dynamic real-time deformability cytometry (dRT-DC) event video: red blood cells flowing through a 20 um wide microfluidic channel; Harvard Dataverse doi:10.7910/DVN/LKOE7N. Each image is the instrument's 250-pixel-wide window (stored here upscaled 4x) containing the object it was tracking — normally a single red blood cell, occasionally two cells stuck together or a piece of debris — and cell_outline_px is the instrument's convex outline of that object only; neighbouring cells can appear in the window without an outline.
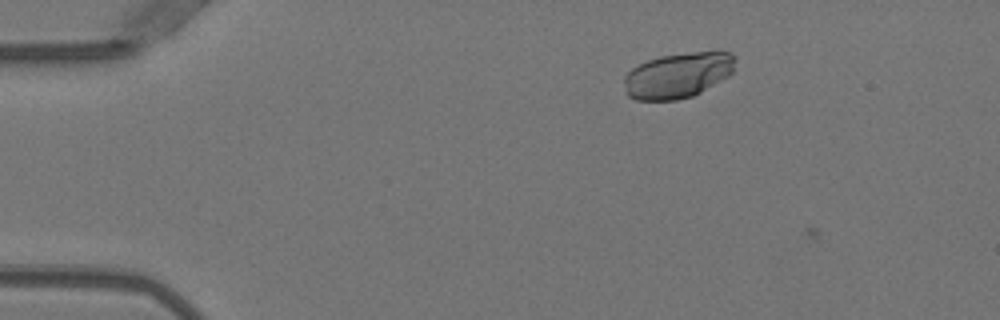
{"species": "Egyptian fruit bat (a non-hibernating species)", "species_latin": "Rousettus aegyptiacus", "temperature_condition": "warm", "stored_images_in_passage": 4, "camera_frame_rate_fps": 3000, "um_per_image_px": 0.085, "animal": {"sex": "female"}, "frame": {"image": 1, "passage_image": 3, "time_ms": 0.667, "image_size_px": [1000, 320], "cell_outline_px": [[736, 56], [732, 72], [728, 76], [700, 92], [692, 96], [676, 100], [636, 100], [628, 96], [624, 92], [624, 76], [632, 68], [648, 60], [660, 56], [716, 48], [720, 48], [732, 52]], "centroid_in_image_um": [57.66, 6.35], "position_along_channel_um": 27.3, "area_um2": 30.11}}